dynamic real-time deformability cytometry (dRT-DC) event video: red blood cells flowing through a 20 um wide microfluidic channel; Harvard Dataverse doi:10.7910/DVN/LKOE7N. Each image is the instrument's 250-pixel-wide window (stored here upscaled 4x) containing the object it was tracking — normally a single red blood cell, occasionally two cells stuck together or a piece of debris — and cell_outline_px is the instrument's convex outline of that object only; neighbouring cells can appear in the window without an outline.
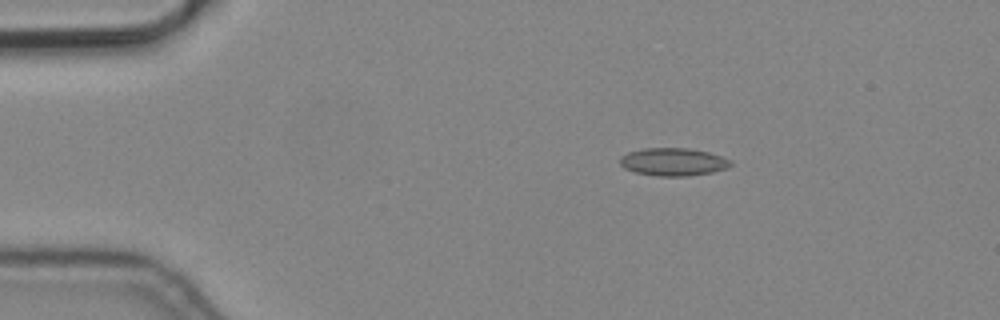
{"species": "common noctule bat (a hibernating species)", "species_latin": "Nyctalus noctula", "temperature_condition": "cold", "stored_images_in_passage": 5, "camera_frame_rate_fps": 3000, "um_per_image_px": 0.085, "animal": {"sex": "male", "body_mass_g": 19.2, "forearm_length_mm": 51.8}, "frame": {"image": 1, "passage_image": 3, "time_ms": 0.667, "image_size_px": [1000, 320], "cell_outline_px": [[732, 164], [728, 168], [712, 172], [688, 176], [656, 176], [636, 172], [624, 168], [620, 164], [620, 156], [628, 152], [644, 148], [688, 148], [708, 152], [732, 160]], "centroid_in_image_um": [57.22, 13.76], "position_along_channel_um": 27.8, "area_um2": 17.98}}